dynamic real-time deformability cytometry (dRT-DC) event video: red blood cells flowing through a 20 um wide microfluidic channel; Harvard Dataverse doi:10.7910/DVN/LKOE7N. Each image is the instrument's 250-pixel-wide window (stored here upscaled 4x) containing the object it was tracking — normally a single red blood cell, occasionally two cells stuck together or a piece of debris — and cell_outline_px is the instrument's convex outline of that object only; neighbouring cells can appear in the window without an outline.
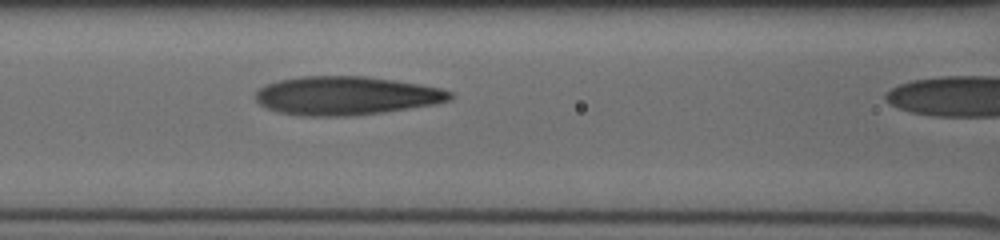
{"species": "human", "species_latin": "Homo sapiens", "temperature_condition": "cold", "stored_images_in_passage": 10, "segment_of_instrument_passage": [1, 2], "camera_frame_rate_fps": 3000, "um_per_image_px": 0.085, "donor": {"sex": "male"}, "frame": {"image": 1, "passage_image": 9, "time_ms": 2.667, "image_size_px": [1000, 240], "cell_outline_px": [[452, 100], [436, 104], [380, 112], [348, 116], [300, 116], [280, 112], [268, 108], [260, 104], [256, 100], [256, 92], [260, 88], [268, 84], [280, 80], [300, 76], [364, 76], [396, 80], [440, 88], [452, 92]], "centroid_in_image_um": [29.43, 8.13], "position_along_channel_um": 137.2, "area_um2": 43.52}}